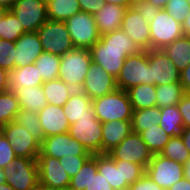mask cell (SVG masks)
I'll list each match as a JSON object with an SVG mask.
<instances>
[{"label":"cell","mask_w":190,"mask_h":190,"mask_svg":"<svg viewBox=\"0 0 190 190\" xmlns=\"http://www.w3.org/2000/svg\"><path fill=\"white\" fill-rule=\"evenodd\" d=\"M142 51L122 29L101 35L91 48L92 63L101 66L115 79L125 59Z\"/></svg>","instance_id":"cell-1"},{"label":"cell","mask_w":190,"mask_h":190,"mask_svg":"<svg viewBox=\"0 0 190 190\" xmlns=\"http://www.w3.org/2000/svg\"><path fill=\"white\" fill-rule=\"evenodd\" d=\"M58 79L69 85L73 90H81L85 75L92 64L90 49L74 48L60 56Z\"/></svg>","instance_id":"cell-2"},{"label":"cell","mask_w":190,"mask_h":190,"mask_svg":"<svg viewBox=\"0 0 190 190\" xmlns=\"http://www.w3.org/2000/svg\"><path fill=\"white\" fill-rule=\"evenodd\" d=\"M96 117L102 122L131 121L132 105L126 91L116 89L112 93L92 100Z\"/></svg>","instance_id":"cell-3"},{"label":"cell","mask_w":190,"mask_h":190,"mask_svg":"<svg viewBox=\"0 0 190 190\" xmlns=\"http://www.w3.org/2000/svg\"><path fill=\"white\" fill-rule=\"evenodd\" d=\"M139 84L151 85L150 64L146 50L128 56L116 78L117 89L124 91Z\"/></svg>","instance_id":"cell-4"},{"label":"cell","mask_w":190,"mask_h":190,"mask_svg":"<svg viewBox=\"0 0 190 190\" xmlns=\"http://www.w3.org/2000/svg\"><path fill=\"white\" fill-rule=\"evenodd\" d=\"M6 183L15 190H40L37 161L26 157H16L3 168Z\"/></svg>","instance_id":"cell-5"},{"label":"cell","mask_w":190,"mask_h":190,"mask_svg":"<svg viewBox=\"0 0 190 190\" xmlns=\"http://www.w3.org/2000/svg\"><path fill=\"white\" fill-rule=\"evenodd\" d=\"M36 32L43 51L62 56L75 48L63 21L48 19Z\"/></svg>","instance_id":"cell-6"},{"label":"cell","mask_w":190,"mask_h":190,"mask_svg":"<svg viewBox=\"0 0 190 190\" xmlns=\"http://www.w3.org/2000/svg\"><path fill=\"white\" fill-rule=\"evenodd\" d=\"M72 43L75 48L90 49L100 40L94 15L79 12L65 21Z\"/></svg>","instance_id":"cell-7"},{"label":"cell","mask_w":190,"mask_h":190,"mask_svg":"<svg viewBox=\"0 0 190 190\" xmlns=\"http://www.w3.org/2000/svg\"><path fill=\"white\" fill-rule=\"evenodd\" d=\"M37 166L40 190H68L71 177L64 170L60 159L50 156H38Z\"/></svg>","instance_id":"cell-8"},{"label":"cell","mask_w":190,"mask_h":190,"mask_svg":"<svg viewBox=\"0 0 190 190\" xmlns=\"http://www.w3.org/2000/svg\"><path fill=\"white\" fill-rule=\"evenodd\" d=\"M68 133L91 154H101L102 122L96 116L82 117L70 124Z\"/></svg>","instance_id":"cell-9"},{"label":"cell","mask_w":190,"mask_h":190,"mask_svg":"<svg viewBox=\"0 0 190 190\" xmlns=\"http://www.w3.org/2000/svg\"><path fill=\"white\" fill-rule=\"evenodd\" d=\"M145 173L161 188L167 190L184 178V165L161 154H154Z\"/></svg>","instance_id":"cell-10"},{"label":"cell","mask_w":190,"mask_h":190,"mask_svg":"<svg viewBox=\"0 0 190 190\" xmlns=\"http://www.w3.org/2000/svg\"><path fill=\"white\" fill-rule=\"evenodd\" d=\"M149 24L151 49H162L184 35L182 24L164 9H160Z\"/></svg>","instance_id":"cell-11"},{"label":"cell","mask_w":190,"mask_h":190,"mask_svg":"<svg viewBox=\"0 0 190 190\" xmlns=\"http://www.w3.org/2000/svg\"><path fill=\"white\" fill-rule=\"evenodd\" d=\"M108 154L113 160H123L139 164L144 169H146L153 156L140 134L135 132H131L118 146L109 151Z\"/></svg>","instance_id":"cell-12"},{"label":"cell","mask_w":190,"mask_h":190,"mask_svg":"<svg viewBox=\"0 0 190 190\" xmlns=\"http://www.w3.org/2000/svg\"><path fill=\"white\" fill-rule=\"evenodd\" d=\"M2 134L10 142L17 157L37 160L40 153V143L26 131V128L16 121L2 126Z\"/></svg>","instance_id":"cell-13"},{"label":"cell","mask_w":190,"mask_h":190,"mask_svg":"<svg viewBox=\"0 0 190 190\" xmlns=\"http://www.w3.org/2000/svg\"><path fill=\"white\" fill-rule=\"evenodd\" d=\"M10 11L19 19L25 32H36L48 20L45 0H17Z\"/></svg>","instance_id":"cell-14"},{"label":"cell","mask_w":190,"mask_h":190,"mask_svg":"<svg viewBox=\"0 0 190 190\" xmlns=\"http://www.w3.org/2000/svg\"><path fill=\"white\" fill-rule=\"evenodd\" d=\"M77 155H91L82 144L70 136L68 132L45 137L40 144L38 156H50L54 158L70 157Z\"/></svg>","instance_id":"cell-15"},{"label":"cell","mask_w":190,"mask_h":190,"mask_svg":"<svg viewBox=\"0 0 190 190\" xmlns=\"http://www.w3.org/2000/svg\"><path fill=\"white\" fill-rule=\"evenodd\" d=\"M151 85L160 86L180 82V72L161 49L148 50Z\"/></svg>","instance_id":"cell-16"},{"label":"cell","mask_w":190,"mask_h":190,"mask_svg":"<svg viewBox=\"0 0 190 190\" xmlns=\"http://www.w3.org/2000/svg\"><path fill=\"white\" fill-rule=\"evenodd\" d=\"M116 89V79L105 69L94 63L89 66L81 91L91 100L112 93Z\"/></svg>","instance_id":"cell-17"},{"label":"cell","mask_w":190,"mask_h":190,"mask_svg":"<svg viewBox=\"0 0 190 190\" xmlns=\"http://www.w3.org/2000/svg\"><path fill=\"white\" fill-rule=\"evenodd\" d=\"M121 29L141 50H151L150 24L134 8H127Z\"/></svg>","instance_id":"cell-18"},{"label":"cell","mask_w":190,"mask_h":190,"mask_svg":"<svg viewBox=\"0 0 190 190\" xmlns=\"http://www.w3.org/2000/svg\"><path fill=\"white\" fill-rule=\"evenodd\" d=\"M43 52L37 32H26L15 41V68L34 63Z\"/></svg>","instance_id":"cell-19"},{"label":"cell","mask_w":190,"mask_h":190,"mask_svg":"<svg viewBox=\"0 0 190 190\" xmlns=\"http://www.w3.org/2000/svg\"><path fill=\"white\" fill-rule=\"evenodd\" d=\"M44 138L68 132L70 123L64 115L63 107L46 104L38 113Z\"/></svg>","instance_id":"cell-20"},{"label":"cell","mask_w":190,"mask_h":190,"mask_svg":"<svg viewBox=\"0 0 190 190\" xmlns=\"http://www.w3.org/2000/svg\"><path fill=\"white\" fill-rule=\"evenodd\" d=\"M127 8L105 3V5L94 14L95 22L100 35L121 29L122 20Z\"/></svg>","instance_id":"cell-21"},{"label":"cell","mask_w":190,"mask_h":190,"mask_svg":"<svg viewBox=\"0 0 190 190\" xmlns=\"http://www.w3.org/2000/svg\"><path fill=\"white\" fill-rule=\"evenodd\" d=\"M132 132L131 121L114 120L102 123L101 153H108Z\"/></svg>","instance_id":"cell-22"},{"label":"cell","mask_w":190,"mask_h":190,"mask_svg":"<svg viewBox=\"0 0 190 190\" xmlns=\"http://www.w3.org/2000/svg\"><path fill=\"white\" fill-rule=\"evenodd\" d=\"M64 115L70 124L82 117L96 116L92 100L81 90H74L63 106Z\"/></svg>","instance_id":"cell-23"},{"label":"cell","mask_w":190,"mask_h":190,"mask_svg":"<svg viewBox=\"0 0 190 190\" xmlns=\"http://www.w3.org/2000/svg\"><path fill=\"white\" fill-rule=\"evenodd\" d=\"M98 171L114 190L126 189L129 185L123 180L122 160H113L108 153L97 154Z\"/></svg>","instance_id":"cell-24"},{"label":"cell","mask_w":190,"mask_h":190,"mask_svg":"<svg viewBox=\"0 0 190 190\" xmlns=\"http://www.w3.org/2000/svg\"><path fill=\"white\" fill-rule=\"evenodd\" d=\"M13 92L20 102L21 109L38 114L47 104L42 86H21Z\"/></svg>","instance_id":"cell-25"},{"label":"cell","mask_w":190,"mask_h":190,"mask_svg":"<svg viewBox=\"0 0 190 190\" xmlns=\"http://www.w3.org/2000/svg\"><path fill=\"white\" fill-rule=\"evenodd\" d=\"M9 90L14 91L18 87L42 86V75L34 63L9 71Z\"/></svg>","instance_id":"cell-26"},{"label":"cell","mask_w":190,"mask_h":190,"mask_svg":"<svg viewBox=\"0 0 190 190\" xmlns=\"http://www.w3.org/2000/svg\"><path fill=\"white\" fill-rule=\"evenodd\" d=\"M181 72L190 64V37L181 36L161 49Z\"/></svg>","instance_id":"cell-27"},{"label":"cell","mask_w":190,"mask_h":190,"mask_svg":"<svg viewBox=\"0 0 190 190\" xmlns=\"http://www.w3.org/2000/svg\"><path fill=\"white\" fill-rule=\"evenodd\" d=\"M130 103L133 110L146 109L157 106L156 86L150 84H139L128 89Z\"/></svg>","instance_id":"cell-28"},{"label":"cell","mask_w":190,"mask_h":190,"mask_svg":"<svg viewBox=\"0 0 190 190\" xmlns=\"http://www.w3.org/2000/svg\"><path fill=\"white\" fill-rule=\"evenodd\" d=\"M47 104L63 107L73 93V89L56 78L42 84Z\"/></svg>","instance_id":"cell-29"},{"label":"cell","mask_w":190,"mask_h":190,"mask_svg":"<svg viewBox=\"0 0 190 190\" xmlns=\"http://www.w3.org/2000/svg\"><path fill=\"white\" fill-rule=\"evenodd\" d=\"M81 11L78 0H48L47 15L50 20L65 22Z\"/></svg>","instance_id":"cell-30"},{"label":"cell","mask_w":190,"mask_h":190,"mask_svg":"<svg viewBox=\"0 0 190 190\" xmlns=\"http://www.w3.org/2000/svg\"><path fill=\"white\" fill-rule=\"evenodd\" d=\"M158 125L171 137L181 136L184 127L178 106L174 105L162 108Z\"/></svg>","instance_id":"cell-31"},{"label":"cell","mask_w":190,"mask_h":190,"mask_svg":"<svg viewBox=\"0 0 190 190\" xmlns=\"http://www.w3.org/2000/svg\"><path fill=\"white\" fill-rule=\"evenodd\" d=\"M161 109L157 106L133 110L132 112V132L140 134L142 131L154 127L160 119Z\"/></svg>","instance_id":"cell-32"},{"label":"cell","mask_w":190,"mask_h":190,"mask_svg":"<svg viewBox=\"0 0 190 190\" xmlns=\"http://www.w3.org/2000/svg\"><path fill=\"white\" fill-rule=\"evenodd\" d=\"M185 91L180 82L156 86V102L160 109L178 105Z\"/></svg>","instance_id":"cell-33"},{"label":"cell","mask_w":190,"mask_h":190,"mask_svg":"<svg viewBox=\"0 0 190 190\" xmlns=\"http://www.w3.org/2000/svg\"><path fill=\"white\" fill-rule=\"evenodd\" d=\"M60 62L61 58L59 55L43 51L34 64L45 82L58 78Z\"/></svg>","instance_id":"cell-34"},{"label":"cell","mask_w":190,"mask_h":190,"mask_svg":"<svg viewBox=\"0 0 190 190\" xmlns=\"http://www.w3.org/2000/svg\"><path fill=\"white\" fill-rule=\"evenodd\" d=\"M140 136L153 155L160 154L171 137L158 124L142 131Z\"/></svg>","instance_id":"cell-35"},{"label":"cell","mask_w":190,"mask_h":190,"mask_svg":"<svg viewBox=\"0 0 190 190\" xmlns=\"http://www.w3.org/2000/svg\"><path fill=\"white\" fill-rule=\"evenodd\" d=\"M21 110L19 100L13 91L0 93V125L4 126L15 121L17 113Z\"/></svg>","instance_id":"cell-36"},{"label":"cell","mask_w":190,"mask_h":190,"mask_svg":"<svg viewBox=\"0 0 190 190\" xmlns=\"http://www.w3.org/2000/svg\"><path fill=\"white\" fill-rule=\"evenodd\" d=\"M24 33L26 32L19 19L7 10L0 21V39L15 42Z\"/></svg>","instance_id":"cell-37"},{"label":"cell","mask_w":190,"mask_h":190,"mask_svg":"<svg viewBox=\"0 0 190 190\" xmlns=\"http://www.w3.org/2000/svg\"><path fill=\"white\" fill-rule=\"evenodd\" d=\"M15 121L26 128V131L29 132L40 144L43 142L44 134L38 114L21 109L17 113Z\"/></svg>","instance_id":"cell-38"},{"label":"cell","mask_w":190,"mask_h":190,"mask_svg":"<svg viewBox=\"0 0 190 190\" xmlns=\"http://www.w3.org/2000/svg\"><path fill=\"white\" fill-rule=\"evenodd\" d=\"M160 154L183 165L190 158L181 136L170 137Z\"/></svg>","instance_id":"cell-39"},{"label":"cell","mask_w":190,"mask_h":190,"mask_svg":"<svg viewBox=\"0 0 190 190\" xmlns=\"http://www.w3.org/2000/svg\"><path fill=\"white\" fill-rule=\"evenodd\" d=\"M92 176V155L85 161L79 172L71 177L69 190H85Z\"/></svg>","instance_id":"cell-40"},{"label":"cell","mask_w":190,"mask_h":190,"mask_svg":"<svg viewBox=\"0 0 190 190\" xmlns=\"http://www.w3.org/2000/svg\"><path fill=\"white\" fill-rule=\"evenodd\" d=\"M15 42L0 39V67L9 71L15 69Z\"/></svg>","instance_id":"cell-41"},{"label":"cell","mask_w":190,"mask_h":190,"mask_svg":"<svg viewBox=\"0 0 190 190\" xmlns=\"http://www.w3.org/2000/svg\"><path fill=\"white\" fill-rule=\"evenodd\" d=\"M164 10L169 13L177 22L183 23L190 11L188 0H169Z\"/></svg>","instance_id":"cell-42"},{"label":"cell","mask_w":190,"mask_h":190,"mask_svg":"<svg viewBox=\"0 0 190 190\" xmlns=\"http://www.w3.org/2000/svg\"><path fill=\"white\" fill-rule=\"evenodd\" d=\"M85 190H114L98 171L97 154L92 155V176Z\"/></svg>","instance_id":"cell-43"},{"label":"cell","mask_w":190,"mask_h":190,"mask_svg":"<svg viewBox=\"0 0 190 190\" xmlns=\"http://www.w3.org/2000/svg\"><path fill=\"white\" fill-rule=\"evenodd\" d=\"M123 180L130 186L145 174V169L139 165L122 160Z\"/></svg>","instance_id":"cell-44"},{"label":"cell","mask_w":190,"mask_h":190,"mask_svg":"<svg viewBox=\"0 0 190 190\" xmlns=\"http://www.w3.org/2000/svg\"><path fill=\"white\" fill-rule=\"evenodd\" d=\"M90 156L91 155L64 156L60 158V163H63V167L65 168L64 170L69 174V176L73 177L79 172L80 168Z\"/></svg>","instance_id":"cell-45"},{"label":"cell","mask_w":190,"mask_h":190,"mask_svg":"<svg viewBox=\"0 0 190 190\" xmlns=\"http://www.w3.org/2000/svg\"><path fill=\"white\" fill-rule=\"evenodd\" d=\"M16 155L10 142L1 133L0 134V168H6L10 162L16 159Z\"/></svg>","instance_id":"cell-46"},{"label":"cell","mask_w":190,"mask_h":190,"mask_svg":"<svg viewBox=\"0 0 190 190\" xmlns=\"http://www.w3.org/2000/svg\"><path fill=\"white\" fill-rule=\"evenodd\" d=\"M133 7L147 21L151 22L159 12V8L152 5L148 0L137 2Z\"/></svg>","instance_id":"cell-47"},{"label":"cell","mask_w":190,"mask_h":190,"mask_svg":"<svg viewBox=\"0 0 190 190\" xmlns=\"http://www.w3.org/2000/svg\"><path fill=\"white\" fill-rule=\"evenodd\" d=\"M128 188L129 190H164L157 183H155L146 173Z\"/></svg>","instance_id":"cell-48"},{"label":"cell","mask_w":190,"mask_h":190,"mask_svg":"<svg viewBox=\"0 0 190 190\" xmlns=\"http://www.w3.org/2000/svg\"><path fill=\"white\" fill-rule=\"evenodd\" d=\"M177 106L183 120V127H190V93H185Z\"/></svg>","instance_id":"cell-49"},{"label":"cell","mask_w":190,"mask_h":190,"mask_svg":"<svg viewBox=\"0 0 190 190\" xmlns=\"http://www.w3.org/2000/svg\"><path fill=\"white\" fill-rule=\"evenodd\" d=\"M81 12L96 14L104 5L105 0H78Z\"/></svg>","instance_id":"cell-50"},{"label":"cell","mask_w":190,"mask_h":190,"mask_svg":"<svg viewBox=\"0 0 190 190\" xmlns=\"http://www.w3.org/2000/svg\"><path fill=\"white\" fill-rule=\"evenodd\" d=\"M180 83L185 93H190V64L180 72Z\"/></svg>","instance_id":"cell-51"},{"label":"cell","mask_w":190,"mask_h":190,"mask_svg":"<svg viewBox=\"0 0 190 190\" xmlns=\"http://www.w3.org/2000/svg\"><path fill=\"white\" fill-rule=\"evenodd\" d=\"M9 72L0 67V93L9 90Z\"/></svg>","instance_id":"cell-52"},{"label":"cell","mask_w":190,"mask_h":190,"mask_svg":"<svg viewBox=\"0 0 190 190\" xmlns=\"http://www.w3.org/2000/svg\"><path fill=\"white\" fill-rule=\"evenodd\" d=\"M167 190H190V181L187 180L186 178H183L182 180L177 181Z\"/></svg>","instance_id":"cell-53"},{"label":"cell","mask_w":190,"mask_h":190,"mask_svg":"<svg viewBox=\"0 0 190 190\" xmlns=\"http://www.w3.org/2000/svg\"><path fill=\"white\" fill-rule=\"evenodd\" d=\"M182 140L184 142L185 147L190 153V127H185L183 129V133L181 135Z\"/></svg>","instance_id":"cell-54"},{"label":"cell","mask_w":190,"mask_h":190,"mask_svg":"<svg viewBox=\"0 0 190 190\" xmlns=\"http://www.w3.org/2000/svg\"><path fill=\"white\" fill-rule=\"evenodd\" d=\"M105 2L116 4L125 8L133 7V0H105Z\"/></svg>","instance_id":"cell-55"},{"label":"cell","mask_w":190,"mask_h":190,"mask_svg":"<svg viewBox=\"0 0 190 190\" xmlns=\"http://www.w3.org/2000/svg\"><path fill=\"white\" fill-rule=\"evenodd\" d=\"M182 28L184 35L190 37V11L188 16L185 18L184 22L182 23Z\"/></svg>","instance_id":"cell-56"},{"label":"cell","mask_w":190,"mask_h":190,"mask_svg":"<svg viewBox=\"0 0 190 190\" xmlns=\"http://www.w3.org/2000/svg\"><path fill=\"white\" fill-rule=\"evenodd\" d=\"M17 0H0V8L10 10Z\"/></svg>","instance_id":"cell-57"},{"label":"cell","mask_w":190,"mask_h":190,"mask_svg":"<svg viewBox=\"0 0 190 190\" xmlns=\"http://www.w3.org/2000/svg\"><path fill=\"white\" fill-rule=\"evenodd\" d=\"M152 5L155 7H158L159 9H164L166 3L169 0H148Z\"/></svg>","instance_id":"cell-58"},{"label":"cell","mask_w":190,"mask_h":190,"mask_svg":"<svg viewBox=\"0 0 190 190\" xmlns=\"http://www.w3.org/2000/svg\"><path fill=\"white\" fill-rule=\"evenodd\" d=\"M184 178L190 181V158L184 164Z\"/></svg>","instance_id":"cell-59"},{"label":"cell","mask_w":190,"mask_h":190,"mask_svg":"<svg viewBox=\"0 0 190 190\" xmlns=\"http://www.w3.org/2000/svg\"><path fill=\"white\" fill-rule=\"evenodd\" d=\"M0 190H15V189L8 183H2L0 184Z\"/></svg>","instance_id":"cell-60"},{"label":"cell","mask_w":190,"mask_h":190,"mask_svg":"<svg viewBox=\"0 0 190 190\" xmlns=\"http://www.w3.org/2000/svg\"><path fill=\"white\" fill-rule=\"evenodd\" d=\"M6 183V176L4 174L3 168H0V184Z\"/></svg>","instance_id":"cell-61"},{"label":"cell","mask_w":190,"mask_h":190,"mask_svg":"<svg viewBox=\"0 0 190 190\" xmlns=\"http://www.w3.org/2000/svg\"><path fill=\"white\" fill-rule=\"evenodd\" d=\"M6 11H7L6 9L0 8V21H1V19H2L3 15H4V13H5Z\"/></svg>","instance_id":"cell-62"},{"label":"cell","mask_w":190,"mask_h":190,"mask_svg":"<svg viewBox=\"0 0 190 190\" xmlns=\"http://www.w3.org/2000/svg\"><path fill=\"white\" fill-rule=\"evenodd\" d=\"M146 1V0H133V4H136L137 2Z\"/></svg>","instance_id":"cell-63"},{"label":"cell","mask_w":190,"mask_h":190,"mask_svg":"<svg viewBox=\"0 0 190 190\" xmlns=\"http://www.w3.org/2000/svg\"><path fill=\"white\" fill-rule=\"evenodd\" d=\"M2 133V126L0 125V134Z\"/></svg>","instance_id":"cell-64"}]
</instances>
